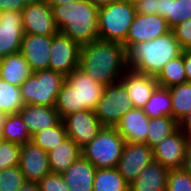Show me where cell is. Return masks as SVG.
<instances>
[{"label":"cell","instance_id":"obj_1","mask_svg":"<svg viewBox=\"0 0 191 191\" xmlns=\"http://www.w3.org/2000/svg\"><path fill=\"white\" fill-rule=\"evenodd\" d=\"M78 68L104 85L120 81L128 70L123 44L97 39L81 48Z\"/></svg>","mask_w":191,"mask_h":191},{"label":"cell","instance_id":"obj_2","mask_svg":"<svg viewBox=\"0 0 191 191\" xmlns=\"http://www.w3.org/2000/svg\"><path fill=\"white\" fill-rule=\"evenodd\" d=\"M59 32L83 47L99 39L98 10L90 0L50 6Z\"/></svg>","mask_w":191,"mask_h":191},{"label":"cell","instance_id":"obj_3","mask_svg":"<svg viewBox=\"0 0 191 191\" xmlns=\"http://www.w3.org/2000/svg\"><path fill=\"white\" fill-rule=\"evenodd\" d=\"M182 48L171 30L151 41L136 43L127 51L128 69L157 76L163 67L182 54Z\"/></svg>","mask_w":191,"mask_h":191},{"label":"cell","instance_id":"obj_4","mask_svg":"<svg viewBox=\"0 0 191 191\" xmlns=\"http://www.w3.org/2000/svg\"><path fill=\"white\" fill-rule=\"evenodd\" d=\"M104 87V84L93 80L77 68L65 76L54 107L61 119L77 111H95L103 95Z\"/></svg>","mask_w":191,"mask_h":191},{"label":"cell","instance_id":"obj_5","mask_svg":"<svg viewBox=\"0 0 191 191\" xmlns=\"http://www.w3.org/2000/svg\"><path fill=\"white\" fill-rule=\"evenodd\" d=\"M137 12L133 1L118 0L98 10L99 39L123 44Z\"/></svg>","mask_w":191,"mask_h":191},{"label":"cell","instance_id":"obj_6","mask_svg":"<svg viewBox=\"0 0 191 191\" xmlns=\"http://www.w3.org/2000/svg\"><path fill=\"white\" fill-rule=\"evenodd\" d=\"M65 76L53 70L33 72L20 86L24 105L55 106Z\"/></svg>","mask_w":191,"mask_h":191},{"label":"cell","instance_id":"obj_7","mask_svg":"<svg viewBox=\"0 0 191 191\" xmlns=\"http://www.w3.org/2000/svg\"><path fill=\"white\" fill-rule=\"evenodd\" d=\"M125 144L115 127H102L97 136L82 148V156L97 169L116 168Z\"/></svg>","mask_w":191,"mask_h":191},{"label":"cell","instance_id":"obj_8","mask_svg":"<svg viewBox=\"0 0 191 191\" xmlns=\"http://www.w3.org/2000/svg\"><path fill=\"white\" fill-rule=\"evenodd\" d=\"M133 108L126 88L118 81L105 85L95 113L103 127H116L125 113Z\"/></svg>","mask_w":191,"mask_h":191},{"label":"cell","instance_id":"obj_9","mask_svg":"<svg viewBox=\"0 0 191 191\" xmlns=\"http://www.w3.org/2000/svg\"><path fill=\"white\" fill-rule=\"evenodd\" d=\"M137 14H157L167 20L172 29L191 19V0H135Z\"/></svg>","mask_w":191,"mask_h":191},{"label":"cell","instance_id":"obj_10","mask_svg":"<svg viewBox=\"0 0 191 191\" xmlns=\"http://www.w3.org/2000/svg\"><path fill=\"white\" fill-rule=\"evenodd\" d=\"M81 46L60 32L52 36L49 70L67 76L79 66Z\"/></svg>","mask_w":191,"mask_h":191},{"label":"cell","instance_id":"obj_11","mask_svg":"<svg viewBox=\"0 0 191 191\" xmlns=\"http://www.w3.org/2000/svg\"><path fill=\"white\" fill-rule=\"evenodd\" d=\"M154 161L153 148L146 143L125 142L117 169L128 184Z\"/></svg>","mask_w":191,"mask_h":191},{"label":"cell","instance_id":"obj_12","mask_svg":"<svg viewBox=\"0 0 191 191\" xmlns=\"http://www.w3.org/2000/svg\"><path fill=\"white\" fill-rule=\"evenodd\" d=\"M67 137L72 139L81 149L90 143L103 127L92 110H82L68 114L63 119Z\"/></svg>","mask_w":191,"mask_h":191},{"label":"cell","instance_id":"obj_13","mask_svg":"<svg viewBox=\"0 0 191 191\" xmlns=\"http://www.w3.org/2000/svg\"><path fill=\"white\" fill-rule=\"evenodd\" d=\"M189 142L188 137L178 128L153 147L154 161L169 170L183 168Z\"/></svg>","mask_w":191,"mask_h":191},{"label":"cell","instance_id":"obj_14","mask_svg":"<svg viewBox=\"0 0 191 191\" xmlns=\"http://www.w3.org/2000/svg\"><path fill=\"white\" fill-rule=\"evenodd\" d=\"M171 31L167 20L157 14H136L130 25L126 41L123 43L126 51L134 44L151 41Z\"/></svg>","mask_w":191,"mask_h":191},{"label":"cell","instance_id":"obj_15","mask_svg":"<svg viewBox=\"0 0 191 191\" xmlns=\"http://www.w3.org/2000/svg\"><path fill=\"white\" fill-rule=\"evenodd\" d=\"M24 34L53 36L59 32L46 0L28 5L22 11Z\"/></svg>","mask_w":191,"mask_h":191},{"label":"cell","instance_id":"obj_16","mask_svg":"<svg viewBox=\"0 0 191 191\" xmlns=\"http://www.w3.org/2000/svg\"><path fill=\"white\" fill-rule=\"evenodd\" d=\"M19 167L27 182L38 183L51 172L48 153L31 141L21 145Z\"/></svg>","mask_w":191,"mask_h":191},{"label":"cell","instance_id":"obj_17","mask_svg":"<svg viewBox=\"0 0 191 191\" xmlns=\"http://www.w3.org/2000/svg\"><path fill=\"white\" fill-rule=\"evenodd\" d=\"M23 36L22 12H0V54L20 52Z\"/></svg>","mask_w":191,"mask_h":191},{"label":"cell","instance_id":"obj_18","mask_svg":"<svg viewBox=\"0 0 191 191\" xmlns=\"http://www.w3.org/2000/svg\"><path fill=\"white\" fill-rule=\"evenodd\" d=\"M52 36L24 34L20 53L32 72L49 69Z\"/></svg>","mask_w":191,"mask_h":191},{"label":"cell","instance_id":"obj_19","mask_svg":"<svg viewBox=\"0 0 191 191\" xmlns=\"http://www.w3.org/2000/svg\"><path fill=\"white\" fill-rule=\"evenodd\" d=\"M120 82L126 88L134 107L142 108L159 86L155 76L141 74L128 69Z\"/></svg>","mask_w":191,"mask_h":191},{"label":"cell","instance_id":"obj_20","mask_svg":"<svg viewBox=\"0 0 191 191\" xmlns=\"http://www.w3.org/2000/svg\"><path fill=\"white\" fill-rule=\"evenodd\" d=\"M149 120L150 118L142 108L134 107L125 113L115 128L125 142L145 143Z\"/></svg>","mask_w":191,"mask_h":191},{"label":"cell","instance_id":"obj_21","mask_svg":"<svg viewBox=\"0 0 191 191\" xmlns=\"http://www.w3.org/2000/svg\"><path fill=\"white\" fill-rule=\"evenodd\" d=\"M18 114L26 123L31 136L43 129L56 126L62 120L54 106L24 105Z\"/></svg>","mask_w":191,"mask_h":191},{"label":"cell","instance_id":"obj_22","mask_svg":"<svg viewBox=\"0 0 191 191\" xmlns=\"http://www.w3.org/2000/svg\"><path fill=\"white\" fill-rule=\"evenodd\" d=\"M97 168L82 155L61 175L69 191H93Z\"/></svg>","mask_w":191,"mask_h":191},{"label":"cell","instance_id":"obj_23","mask_svg":"<svg viewBox=\"0 0 191 191\" xmlns=\"http://www.w3.org/2000/svg\"><path fill=\"white\" fill-rule=\"evenodd\" d=\"M169 169L153 161L129 184V191H166Z\"/></svg>","mask_w":191,"mask_h":191},{"label":"cell","instance_id":"obj_24","mask_svg":"<svg viewBox=\"0 0 191 191\" xmlns=\"http://www.w3.org/2000/svg\"><path fill=\"white\" fill-rule=\"evenodd\" d=\"M82 149L69 137L64 139L56 148L48 153L49 165L52 173L62 174L81 155Z\"/></svg>","mask_w":191,"mask_h":191},{"label":"cell","instance_id":"obj_25","mask_svg":"<svg viewBox=\"0 0 191 191\" xmlns=\"http://www.w3.org/2000/svg\"><path fill=\"white\" fill-rule=\"evenodd\" d=\"M32 73L28 62L20 52L3 57L0 78L10 84L20 87Z\"/></svg>","mask_w":191,"mask_h":191},{"label":"cell","instance_id":"obj_26","mask_svg":"<svg viewBox=\"0 0 191 191\" xmlns=\"http://www.w3.org/2000/svg\"><path fill=\"white\" fill-rule=\"evenodd\" d=\"M93 191H129V184L117 168H102L96 170Z\"/></svg>","mask_w":191,"mask_h":191},{"label":"cell","instance_id":"obj_27","mask_svg":"<svg viewBox=\"0 0 191 191\" xmlns=\"http://www.w3.org/2000/svg\"><path fill=\"white\" fill-rule=\"evenodd\" d=\"M172 99L168 88L158 86L142 107L149 118L172 117Z\"/></svg>","mask_w":191,"mask_h":191},{"label":"cell","instance_id":"obj_28","mask_svg":"<svg viewBox=\"0 0 191 191\" xmlns=\"http://www.w3.org/2000/svg\"><path fill=\"white\" fill-rule=\"evenodd\" d=\"M157 83L160 87L169 88L187 82L184 51L177 58L168 62L156 76Z\"/></svg>","mask_w":191,"mask_h":191},{"label":"cell","instance_id":"obj_29","mask_svg":"<svg viewBox=\"0 0 191 191\" xmlns=\"http://www.w3.org/2000/svg\"><path fill=\"white\" fill-rule=\"evenodd\" d=\"M178 128L179 124L173 117L150 118L145 143L153 148Z\"/></svg>","mask_w":191,"mask_h":191},{"label":"cell","instance_id":"obj_30","mask_svg":"<svg viewBox=\"0 0 191 191\" xmlns=\"http://www.w3.org/2000/svg\"><path fill=\"white\" fill-rule=\"evenodd\" d=\"M172 99V117L179 122L191 111V82L168 88Z\"/></svg>","mask_w":191,"mask_h":191},{"label":"cell","instance_id":"obj_31","mask_svg":"<svg viewBox=\"0 0 191 191\" xmlns=\"http://www.w3.org/2000/svg\"><path fill=\"white\" fill-rule=\"evenodd\" d=\"M1 135L5 141L23 145L31 141V134L26 123L18 113L7 116Z\"/></svg>","mask_w":191,"mask_h":191},{"label":"cell","instance_id":"obj_32","mask_svg":"<svg viewBox=\"0 0 191 191\" xmlns=\"http://www.w3.org/2000/svg\"><path fill=\"white\" fill-rule=\"evenodd\" d=\"M67 138L66 127L61 120L56 126L43 129L31 137V142L46 152L56 148Z\"/></svg>","mask_w":191,"mask_h":191},{"label":"cell","instance_id":"obj_33","mask_svg":"<svg viewBox=\"0 0 191 191\" xmlns=\"http://www.w3.org/2000/svg\"><path fill=\"white\" fill-rule=\"evenodd\" d=\"M24 106L20 87L0 78V112L16 114Z\"/></svg>","mask_w":191,"mask_h":191},{"label":"cell","instance_id":"obj_34","mask_svg":"<svg viewBox=\"0 0 191 191\" xmlns=\"http://www.w3.org/2000/svg\"><path fill=\"white\" fill-rule=\"evenodd\" d=\"M26 182L19 165L0 171V191H18Z\"/></svg>","mask_w":191,"mask_h":191},{"label":"cell","instance_id":"obj_35","mask_svg":"<svg viewBox=\"0 0 191 191\" xmlns=\"http://www.w3.org/2000/svg\"><path fill=\"white\" fill-rule=\"evenodd\" d=\"M20 148L18 143L3 141L0 145V171L19 165Z\"/></svg>","mask_w":191,"mask_h":191},{"label":"cell","instance_id":"obj_36","mask_svg":"<svg viewBox=\"0 0 191 191\" xmlns=\"http://www.w3.org/2000/svg\"><path fill=\"white\" fill-rule=\"evenodd\" d=\"M166 191H191V176L183 168L169 170Z\"/></svg>","mask_w":191,"mask_h":191},{"label":"cell","instance_id":"obj_37","mask_svg":"<svg viewBox=\"0 0 191 191\" xmlns=\"http://www.w3.org/2000/svg\"><path fill=\"white\" fill-rule=\"evenodd\" d=\"M38 184L40 191H69V187L61 174L50 172Z\"/></svg>","mask_w":191,"mask_h":191},{"label":"cell","instance_id":"obj_38","mask_svg":"<svg viewBox=\"0 0 191 191\" xmlns=\"http://www.w3.org/2000/svg\"><path fill=\"white\" fill-rule=\"evenodd\" d=\"M182 50H191V19L177 24L171 29Z\"/></svg>","mask_w":191,"mask_h":191},{"label":"cell","instance_id":"obj_39","mask_svg":"<svg viewBox=\"0 0 191 191\" xmlns=\"http://www.w3.org/2000/svg\"><path fill=\"white\" fill-rule=\"evenodd\" d=\"M25 7L23 0H0V12H22Z\"/></svg>","mask_w":191,"mask_h":191},{"label":"cell","instance_id":"obj_40","mask_svg":"<svg viewBox=\"0 0 191 191\" xmlns=\"http://www.w3.org/2000/svg\"><path fill=\"white\" fill-rule=\"evenodd\" d=\"M179 129L188 137L191 141V111L184 116L179 122Z\"/></svg>","mask_w":191,"mask_h":191},{"label":"cell","instance_id":"obj_41","mask_svg":"<svg viewBox=\"0 0 191 191\" xmlns=\"http://www.w3.org/2000/svg\"><path fill=\"white\" fill-rule=\"evenodd\" d=\"M184 66L187 82H191V50H184Z\"/></svg>","mask_w":191,"mask_h":191},{"label":"cell","instance_id":"obj_42","mask_svg":"<svg viewBox=\"0 0 191 191\" xmlns=\"http://www.w3.org/2000/svg\"><path fill=\"white\" fill-rule=\"evenodd\" d=\"M183 170L191 176V141L189 142Z\"/></svg>","mask_w":191,"mask_h":191},{"label":"cell","instance_id":"obj_43","mask_svg":"<svg viewBox=\"0 0 191 191\" xmlns=\"http://www.w3.org/2000/svg\"><path fill=\"white\" fill-rule=\"evenodd\" d=\"M18 191H40V188L38 183L26 181Z\"/></svg>","mask_w":191,"mask_h":191},{"label":"cell","instance_id":"obj_44","mask_svg":"<svg viewBox=\"0 0 191 191\" xmlns=\"http://www.w3.org/2000/svg\"><path fill=\"white\" fill-rule=\"evenodd\" d=\"M49 4V6H59L62 4H68L70 2L75 3L76 1L80 0H46Z\"/></svg>","mask_w":191,"mask_h":191},{"label":"cell","instance_id":"obj_45","mask_svg":"<svg viewBox=\"0 0 191 191\" xmlns=\"http://www.w3.org/2000/svg\"><path fill=\"white\" fill-rule=\"evenodd\" d=\"M92 3H94L98 8L108 5L112 2H116L118 0H90Z\"/></svg>","mask_w":191,"mask_h":191},{"label":"cell","instance_id":"obj_46","mask_svg":"<svg viewBox=\"0 0 191 191\" xmlns=\"http://www.w3.org/2000/svg\"><path fill=\"white\" fill-rule=\"evenodd\" d=\"M7 116H8V114L0 112V133H1L2 129H3V126L5 124Z\"/></svg>","mask_w":191,"mask_h":191},{"label":"cell","instance_id":"obj_47","mask_svg":"<svg viewBox=\"0 0 191 191\" xmlns=\"http://www.w3.org/2000/svg\"><path fill=\"white\" fill-rule=\"evenodd\" d=\"M24 1V5L28 6V5H34L36 3H40L44 0H23Z\"/></svg>","mask_w":191,"mask_h":191},{"label":"cell","instance_id":"obj_48","mask_svg":"<svg viewBox=\"0 0 191 191\" xmlns=\"http://www.w3.org/2000/svg\"><path fill=\"white\" fill-rule=\"evenodd\" d=\"M3 57L1 54H0V68H1V65H2V62H3Z\"/></svg>","mask_w":191,"mask_h":191},{"label":"cell","instance_id":"obj_49","mask_svg":"<svg viewBox=\"0 0 191 191\" xmlns=\"http://www.w3.org/2000/svg\"><path fill=\"white\" fill-rule=\"evenodd\" d=\"M4 138L2 137L1 133H0V145L3 143Z\"/></svg>","mask_w":191,"mask_h":191}]
</instances>
